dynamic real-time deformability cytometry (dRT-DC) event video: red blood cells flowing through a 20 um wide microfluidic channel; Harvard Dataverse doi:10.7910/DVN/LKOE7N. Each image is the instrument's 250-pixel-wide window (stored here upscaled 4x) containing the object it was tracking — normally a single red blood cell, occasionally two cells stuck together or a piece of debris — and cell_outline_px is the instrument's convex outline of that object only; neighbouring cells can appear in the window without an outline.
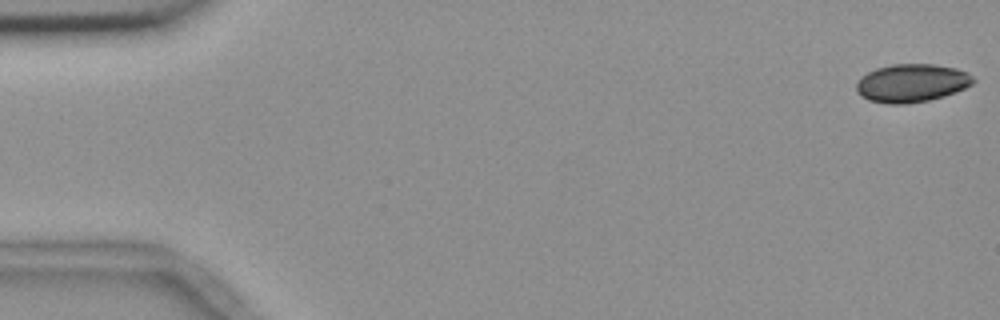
{"species": "common noctule bat (a hibernating species)", "species_latin": "Nyctalus noctula", "temperature_condition": "room temperature", "stored_images_in_passage": 55, "camera_frame_rate_fps": 3000, "um_per_image_px": 0.085, "animal": {"sex": "female", "body_mass_g": 18.4}, "frame": {"image": 1, "passage_image": 1, "time_ms": 0.0, "image_size_px": [1000, 320], "cell_outline_px": [[976, 80], [972, 84], [964, 88], [944, 96], [928, 100], [908, 104], [888, 104], [868, 100], [856, 92], [856, 84], [868, 72], [876, 68], [892, 64], [932, 64], [956, 68], [968, 72]], "centroid_in_image_um": [77.5, 7.06], "position_along_channel_um": 7.5, "area_um2": 25.95}}
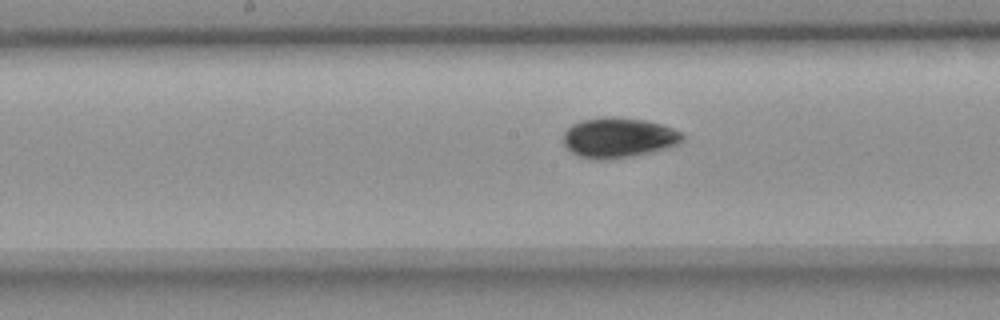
{"frame": {"image": 2, "passage_image": 28, "time_ms": 9.0, "image_size_px": [1000, 320], "cell_outline_px": [[684, 136], [676, 144], [628, 156], [604, 160], [592, 160], [580, 156], [572, 152], [564, 144], [564, 132], [572, 124], [580, 120], [604, 116], [616, 116], [644, 120], [660, 124], [684, 132]], "centroid_in_image_um": [52.5, 11.67], "position_along_channel_um": 195.7, "area_um2": 27.4}}
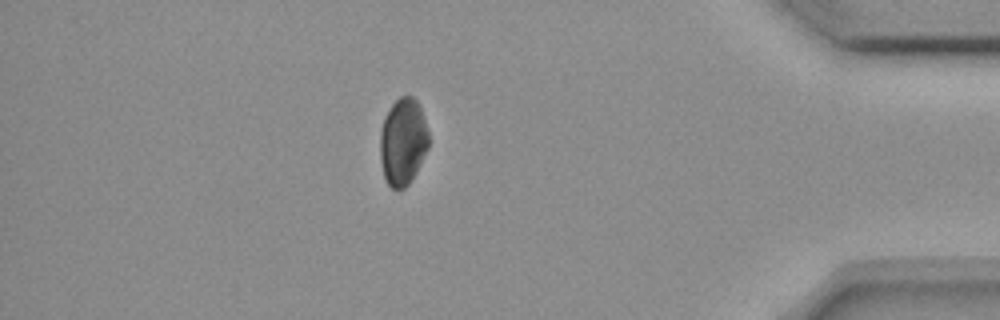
{"frame": {"image": 3, "passage_image": 48, "time_ms": 15.667, "image_size_px": [1000, 320], "cell_outline_px": [[428, 148], [408, 184], [404, 188], [392, 188], [388, 184], [384, 176], [380, 160], [380, 128], [388, 108], [400, 96], [412, 96], [420, 104], [428, 128]], "centroid_in_image_um": [34.24, 11.99], "position_along_channel_um": 401.0, "area_um2": 24.62}, "authors_computed_cell_mechanics": {"area_um2": 25.9522, "velocity_mm_per_s": 3.6799, "shape_relaxation_time_tau1_ms": 2.662, "shape_relaxation_time_tau2_ms": null, "deformation_change_tau1": 0.0938, "deformation_change_tau2": null}}